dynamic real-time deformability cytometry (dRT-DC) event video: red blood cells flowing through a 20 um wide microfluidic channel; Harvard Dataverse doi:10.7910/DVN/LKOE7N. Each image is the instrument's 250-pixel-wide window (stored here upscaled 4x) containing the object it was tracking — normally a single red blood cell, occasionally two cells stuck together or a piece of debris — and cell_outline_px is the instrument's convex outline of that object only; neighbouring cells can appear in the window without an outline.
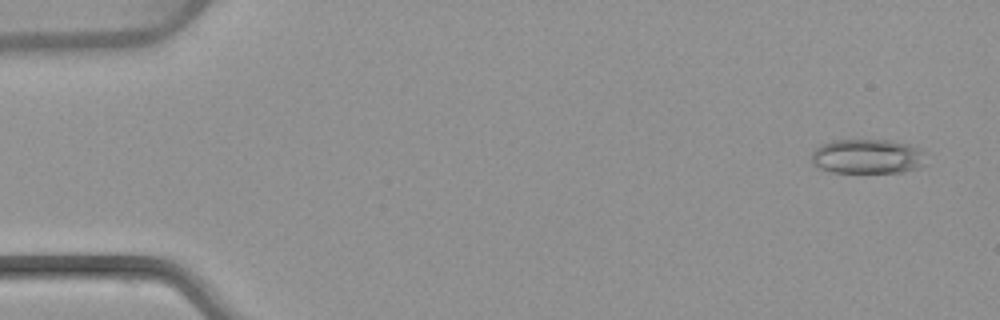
{"species": "common noctule bat (a hibernating species)", "species_latin": "Nyctalus noctula", "temperature_condition": "warm", "stored_images_in_passage": 6, "camera_frame_rate_fps": 3000, "um_per_image_px": 0.085, "animal": {"sex": "female", "body_mass_g": 22.7, "forearm_length_mm": 54.2}, "frame": {"image": 1, "passage_image": 1, "time_ms": 0.0, "image_size_px": [1000, 320], "cell_outline_px": [[928, 164], [920, 168], [904, 172], [832, 172], [816, 168], [812, 164], [812, 152], [820, 144], [832, 140], [892, 140], [912, 144], [928, 152]], "centroid_in_image_um": [73.83, 13.29], "position_along_channel_um": 11.2, "area_um2": 23.99}}
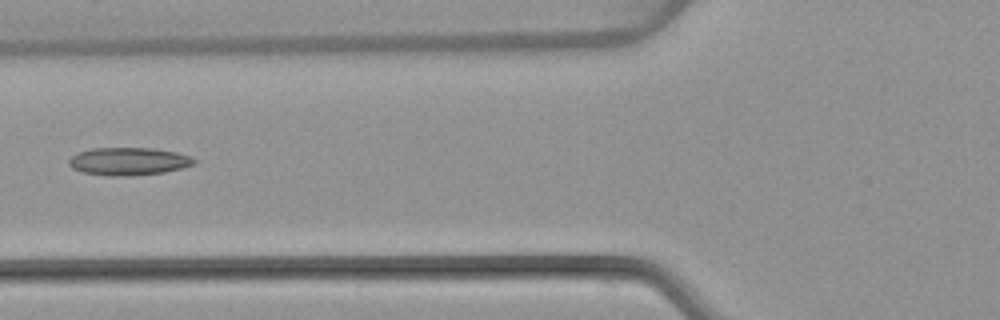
{"frame": {"image": 2, "passage_image": 6, "time_ms": 6.0, "image_size_px": [1000, 320], "cell_outline_px": [[196, 164], [164, 172], [128, 176], [108, 176], [84, 172], [72, 168], [68, 164], [68, 160], [76, 152], [92, 148], [152, 148], [176, 152], [192, 156], [196, 160]], "centroid_in_image_um": [10.92, 13.71], "position_along_channel_um": 114.9, "area_um2": 20.35}}